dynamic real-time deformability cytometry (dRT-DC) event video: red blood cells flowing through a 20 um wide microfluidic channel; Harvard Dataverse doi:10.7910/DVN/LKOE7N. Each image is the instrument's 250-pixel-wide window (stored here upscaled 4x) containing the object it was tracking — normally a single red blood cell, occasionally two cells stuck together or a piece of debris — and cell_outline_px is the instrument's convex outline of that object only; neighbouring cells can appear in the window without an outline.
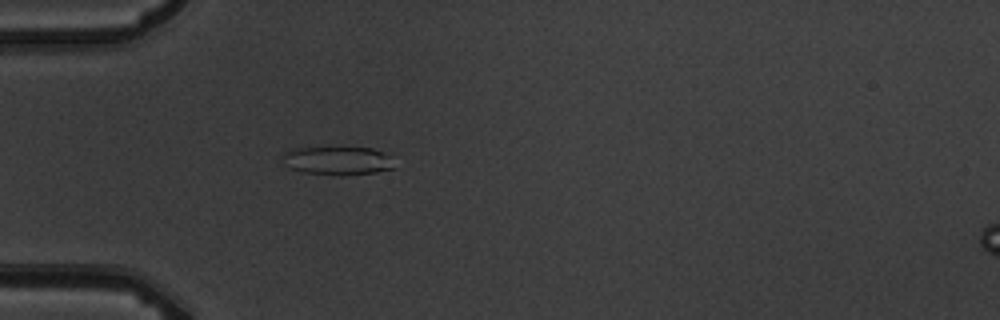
{"species": "common noctule bat (a hibernating species)", "species_latin": "Nyctalus noctula", "temperature_condition": "warm", "stored_images_in_passage": 5, "camera_frame_rate_fps": 3000, "um_per_image_px": 0.085, "animal": {"sex": "male", "body_mass_g": 19.5, "forearm_length_mm": 54.6}, "frame": {"image": 1, "passage_image": 5, "time_ms": 4.667, "image_size_px": [1000, 320], "cell_outline_px": [[392, 168], [376, 172], [304, 172], [292, 168], [284, 164], [280, 156], [284, 152], [296, 148], [372, 148], [388, 156]], "centroid_in_image_um": [28.58, 13.6], "position_along_channel_um": 56.4, "area_um2": 17.11}}